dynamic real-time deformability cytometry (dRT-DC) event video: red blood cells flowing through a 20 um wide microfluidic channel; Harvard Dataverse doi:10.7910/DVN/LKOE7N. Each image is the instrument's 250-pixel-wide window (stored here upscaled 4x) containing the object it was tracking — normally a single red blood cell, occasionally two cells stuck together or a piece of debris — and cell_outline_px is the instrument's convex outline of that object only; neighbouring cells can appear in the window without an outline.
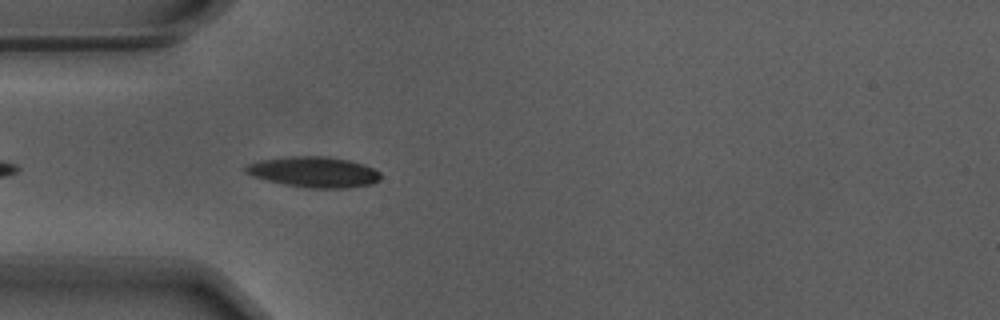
{"species": "Egyptian fruit bat (a non-hibernating species)", "species_latin": "Rousettus aegyptiacus", "temperature_condition": "warm", "stored_images_in_passage": 21, "camera_frame_rate_fps": 3000, "um_per_image_px": 0.085, "animal": {"sex": "male"}, "frame": {"image": 1, "passage_image": 4, "time_ms": 1.0, "image_size_px": [1000, 320], "cell_outline_px": [[380, 180], [372, 184], [348, 188], [308, 188], [284, 184], [252, 176], [244, 172], [244, 168], [248, 164], [260, 160], [288, 156], [328, 156], [348, 160], [364, 164], [380, 172]], "centroid_in_image_um": [26.69, 14.62], "position_along_channel_um": 58.3, "area_um2": 24.16}}
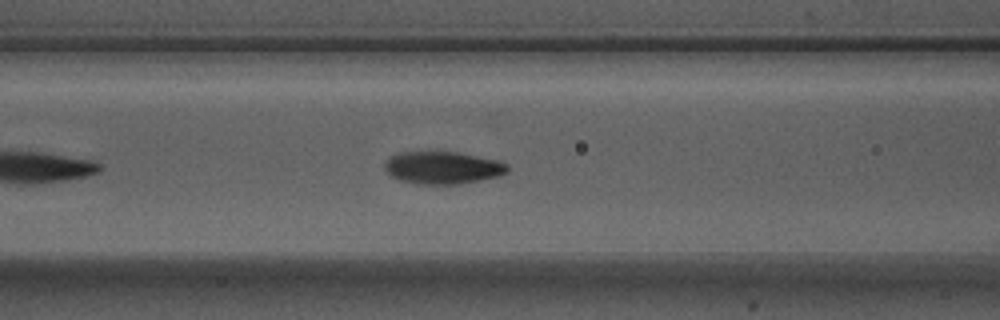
{"frame": {"image": 2, "passage_image": 10, "time_ms": 3.0, "image_size_px": [1000, 320], "cell_outline_px": [[508, 172], [500, 176], [480, 180], [456, 184], [416, 184], [400, 180], [392, 176], [384, 168], [384, 164], [392, 156], [400, 152], [456, 152], [496, 160], [508, 164]], "centroid_in_image_um": [37.64, 14.26], "position_along_channel_um": 129.0, "area_um2": 23.0}}
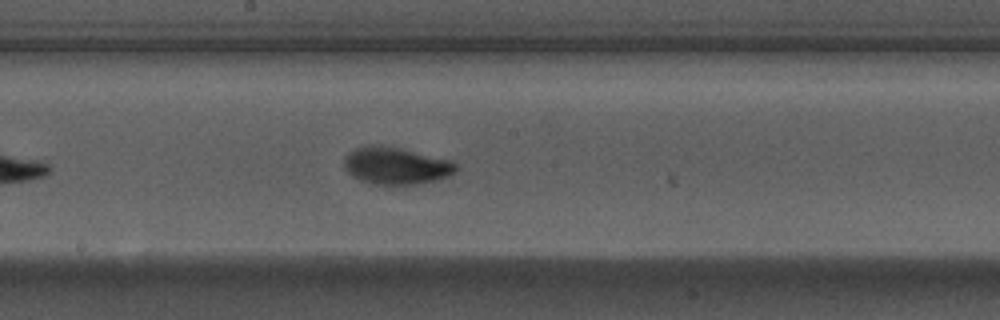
{"frame": {"image": 3, "passage_image": 17, "time_ms": 5.333, "image_size_px": [1000, 320], "cell_outline_px": [[460, 168], [456, 172], [448, 176], [436, 180], [416, 184], [376, 184], [360, 180], [352, 176], [344, 168], [344, 156], [348, 152], [356, 148], [368, 144], [400, 148], [452, 160]], "centroid_in_image_um": [33.67, 14.08], "position_along_channel_um": 214.5, "area_um2": 24.28}}